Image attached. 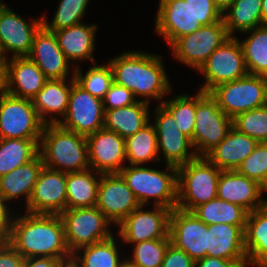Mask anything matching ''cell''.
Instances as JSON below:
<instances>
[{
    "instance_id": "cell-1",
    "label": "cell",
    "mask_w": 267,
    "mask_h": 267,
    "mask_svg": "<svg viewBox=\"0 0 267 267\" xmlns=\"http://www.w3.org/2000/svg\"><path fill=\"white\" fill-rule=\"evenodd\" d=\"M11 216L7 235L9 244L24 258L53 257L72 259L60 215L33 214Z\"/></svg>"
},
{
    "instance_id": "cell-2",
    "label": "cell",
    "mask_w": 267,
    "mask_h": 267,
    "mask_svg": "<svg viewBox=\"0 0 267 267\" xmlns=\"http://www.w3.org/2000/svg\"><path fill=\"white\" fill-rule=\"evenodd\" d=\"M114 83L126 87L135 97L161 100L172 88L159 55L140 51L124 52L111 59Z\"/></svg>"
},
{
    "instance_id": "cell-3",
    "label": "cell",
    "mask_w": 267,
    "mask_h": 267,
    "mask_svg": "<svg viewBox=\"0 0 267 267\" xmlns=\"http://www.w3.org/2000/svg\"><path fill=\"white\" fill-rule=\"evenodd\" d=\"M44 167L65 173L90 168L86 137L58 124H45L39 142Z\"/></svg>"
},
{
    "instance_id": "cell-4",
    "label": "cell",
    "mask_w": 267,
    "mask_h": 267,
    "mask_svg": "<svg viewBox=\"0 0 267 267\" xmlns=\"http://www.w3.org/2000/svg\"><path fill=\"white\" fill-rule=\"evenodd\" d=\"M160 171L141 165L124 166L119 173L134 193L139 204H149L154 199L155 206L175 209L177 205V167L168 165Z\"/></svg>"
},
{
    "instance_id": "cell-5",
    "label": "cell",
    "mask_w": 267,
    "mask_h": 267,
    "mask_svg": "<svg viewBox=\"0 0 267 267\" xmlns=\"http://www.w3.org/2000/svg\"><path fill=\"white\" fill-rule=\"evenodd\" d=\"M221 171L206 157H197L177 167L176 207L192 212L197 206L216 198Z\"/></svg>"
},
{
    "instance_id": "cell-6",
    "label": "cell",
    "mask_w": 267,
    "mask_h": 267,
    "mask_svg": "<svg viewBox=\"0 0 267 267\" xmlns=\"http://www.w3.org/2000/svg\"><path fill=\"white\" fill-rule=\"evenodd\" d=\"M232 127L233 119L218 107L217 101L209 93L199 90L196 95L192 140L196 155L205 157L226 137Z\"/></svg>"
},
{
    "instance_id": "cell-7",
    "label": "cell",
    "mask_w": 267,
    "mask_h": 267,
    "mask_svg": "<svg viewBox=\"0 0 267 267\" xmlns=\"http://www.w3.org/2000/svg\"><path fill=\"white\" fill-rule=\"evenodd\" d=\"M209 94L218 107L234 119L238 114L267 105V79L250 75L217 85Z\"/></svg>"
},
{
    "instance_id": "cell-8",
    "label": "cell",
    "mask_w": 267,
    "mask_h": 267,
    "mask_svg": "<svg viewBox=\"0 0 267 267\" xmlns=\"http://www.w3.org/2000/svg\"><path fill=\"white\" fill-rule=\"evenodd\" d=\"M64 225L65 240L71 254L113 236L111 223L96 207L66 209L60 214Z\"/></svg>"
},
{
    "instance_id": "cell-9",
    "label": "cell",
    "mask_w": 267,
    "mask_h": 267,
    "mask_svg": "<svg viewBox=\"0 0 267 267\" xmlns=\"http://www.w3.org/2000/svg\"><path fill=\"white\" fill-rule=\"evenodd\" d=\"M205 77L199 90L209 93L217 85L247 76L242 47L236 36L228 38L198 70Z\"/></svg>"
},
{
    "instance_id": "cell-10",
    "label": "cell",
    "mask_w": 267,
    "mask_h": 267,
    "mask_svg": "<svg viewBox=\"0 0 267 267\" xmlns=\"http://www.w3.org/2000/svg\"><path fill=\"white\" fill-rule=\"evenodd\" d=\"M32 100L0 97V138L40 139L44 127Z\"/></svg>"
},
{
    "instance_id": "cell-11",
    "label": "cell",
    "mask_w": 267,
    "mask_h": 267,
    "mask_svg": "<svg viewBox=\"0 0 267 267\" xmlns=\"http://www.w3.org/2000/svg\"><path fill=\"white\" fill-rule=\"evenodd\" d=\"M228 38L230 36L222 18L219 22L202 26L195 32L178 38L170 47L177 60L198 71L211 53Z\"/></svg>"
},
{
    "instance_id": "cell-12",
    "label": "cell",
    "mask_w": 267,
    "mask_h": 267,
    "mask_svg": "<svg viewBox=\"0 0 267 267\" xmlns=\"http://www.w3.org/2000/svg\"><path fill=\"white\" fill-rule=\"evenodd\" d=\"M105 110L102 99L73 83L69 95L68 109L57 124L62 128L85 137L103 128Z\"/></svg>"
},
{
    "instance_id": "cell-13",
    "label": "cell",
    "mask_w": 267,
    "mask_h": 267,
    "mask_svg": "<svg viewBox=\"0 0 267 267\" xmlns=\"http://www.w3.org/2000/svg\"><path fill=\"white\" fill-rule=\"evenodd\" d=\"M208 225L193 212L172 209L169 219L171 244L186 252L195 262L207 256Z\"/></svg>"
},
{
    "instance_id": "cell-14",
    "label": "cell",
    "mask_w": 267,
    "mask_h": 267,
    "mask_svg": "<svg viewBox=\"0 0 267 267\" xmlns=\"http://www.w3.org/2000/svg\"><path fill=\"white\" fill-rule=\"evenodd\" d=\"M155 113L153 125L157 136L158 153L161 150L165 165L179 167L196 159L198 156L195 150H191L194 149L191 139L180 131L172 115L161 104Z\"/></svg>"
},
{
    "instance_id": "cell-15",
    "label": "cell",
    "mask_w": 267,
    "mask_h": 267,
    "mask_svg": "<svg viewBox=\"0 0 267 267\" xmlns=\"http://www.w3.org/2000/svg\"><path fill=\"white\" fill-rule=\"evenodd\" d=\"M136 208L119 225L118 234L123 243L136 244L148 240L162 239L169 236L171 209L155 206L151 210Z\"/></svg>"
},
{
    "instance_id": "cell-16",
    "label": "cell",
    "mask_w": 267,
    "mask_h": 267,
    "mask_svg": "<svg viewBox=\"0 0 267 267\" xmlns=\"http://www.w3.org/2000/svg\"><path fill=\"white\" fill-rule=\"evenodd\" d=\"M139 206L134 193L120 174H101L96 207L111 223L119 225Z\"/></svg>"
},
{
    "instance_id": "cell-17",
    "label": "cell",
    "mask_w": 267,
    "mask_h": 267,
    "mask_svg": "<svg viewBox=\"0 0 267 267\" xmlns=\"http://www.w3.org/2000/svg\"><path fill=\"white\" fill-rule=\"evenodd\" d=\"M42 27V18H31V23L18 16L0 0V45L13 57H27L35 34Z\"/></svg>"
},
{
    "instance_id": "cell-18",
    "label": "cell",
    "mask_w": 267,
    "mask_h": 267,
    "mask_svg": "<svg viewBox=\"0 0 267 267\" xmlns=\"http://www.w3.org/2000/svg\"><path fill=\"white\" fill-rule=\"evenodd\" d=\"M90 168L100 174H119L126 160L125 139L116 132L100 129L86 136Z\"/></svg>"
},
{
    "instance_id": "cell-19",
    "label": "cell",
    "mask_w": 267,
    "mask_h": 267,
    "mask_svg": "<svg viewBox=\"0 0 267 267\" xmlns=\"http://www.w3.org/2000/svg\"><path fill=\"white\" fill-rule=\"evenodd\" d=\"M66 173L43 167L26 206L33 214L60 215L66 210Z\"/></svg>"
},
{
    "instance_id": "cell-20",
    "label": "cell",
    "mask_w": 267,
    "mask_h": 267,
    "mask_svg": "<svg viewBox=\"0 0 267 267\" xmlns=\"http://www.w3.org/2000/svg\"><path fill=\"white\" fill-rule=\"evenodd\" d=\"M158 6L155 31L165 38L169 46L202 27L191 6L184 0H160Z\"/></svg>"
},
{
    "instance_id": "cell-21",
    "label": "cell",
    "mask_w": 267,
    "mask_h": 267,
    "mask_svg": "<svg viewBox=\"0 0 267 267\" xmlns=\"http://www.w3.org/2000/svg\"><path fill=\"white\" fill-rule=\"evenodd\" d=\"M264 192L267 191L262 185L237 170L221 171L217 197L243 207L248 213L267 204V199L262 197Z\"/></svg>"
},
{
    "instance_id": "cell-22",
    "label": "cell",
    "mask_w": 267,
    "mask_h": 267,
    "mask_svg": "<svg viewBox=\"0 0 267 267\" xmlns=\"http://www.w3.org/2000/svg\"><path fill=\"white\" fill-rule=\"evenodd\" d=\"M50 79H67L69 67H72L66 55L60 49L54 32L43 26L35 34L31 51L27 56Z\"/></svg>"
},
{
    "instance_id": "cell-23",
    "label": "cell",
    "mask_w": 267,
    "mask_h": 267,
    "mask_svg": "<svg viewBox=\"0 0 267 267\" xmlns=\"http://www.w3.org/2000/svg\"><path fill=\"white\" fill-rule=\"evenodd\" d=\"M207 256L231 260L237 267H247L244 231L237 225H208Z\"/></svg>"
},
{
    "instance_id": "cell-24",
    "label": "cell",
    "mask_w": 267,
    "mask_h": 267,
    "mask_svg": "<svg viewBox=\"0 0 267 267\" xmlns=\"http://www.w3.org/2000/svg\"><path fill=\"white\" fill-rule=\"evenodd\" d=\"M48 80L28 57L8 58V94L32 100Z\"/></svg>"
},
{
    "instance_id": "cell-25",
    "label": "cell",
    "mask_w": 267,
    "mask_h": 267,
    "mask_svg": "<svg viewBox=\"0 0 267 267\" xmlns=\"http://www.w3.org/2000/svg\"><path fill=\"white\" fill-rule=\"evenodd\" d=\"M258 143L257 140L232 127L226 137L205 157L222 171L237 170Z\"/></svg>"
},
{
    "instance_id": "cell-26",
    "label": "cell",
    "mask_w": 267,
    "mask_h": 267,
    "mask_svg": "<svg viewBox=\"0 0 267 267\" xmlns=\"http://www.w3.org/2000/svg\"><path fill=\"white\" fill-rule=\"evenodd\" d=\"M74 70L68 86L66 85V79H50L32 99L33 106L44 124H57L60 121V119L53 117V114L59 115V118L65 116L68 109L69 95L75 82Z\"/></svg>"
},
{
    "instance_id": "cell-27",
    "label": "cell",
    "mask_w": 267,
    "mask_h": 267,
    "mask_svg": "<svg viewBox=\"0 0 267 267\" xmlns=\"http://www.w3.org/2000/svg\"><path fill=\"white\" fill-rule=\"evenodd\" d=\"M97 25L77 24L54 31L60 49L69 61L90 59L95 63L93 57L95 49V32Z\"/></svg>"
},
{
    "instance_id": "cell-28",
    "label": "cell",
    "mask_w": 267,
    "mask_h": 267,
    "mask_svg": "<svg viewBox=\"0 0 267 267\" xmlns=\"http://www.w3.org/2000/svg\"><path fill=\"white\" fill-rule=\"evenodd\" d=\"M44 167L40 154L26 164L19 166L0 177V196L7 201L14 200L20 196L26 197V204L31 198L34 186L39 174Z\"/></svg>"
},
{
    "instance_id": "cell-29",
    "label": "cell",
    "mask_w": 267,
    "mask_h": 267,
    "mask_svg": "<svg viewBox=\"0 0 267 267\" xmlns=\"http://www.w3.org/2000/svg\"><path fill=\"white\" fill-rule=\"evenodd\" d=\"M244 247L248 265L267 267V204L248 213Z\"/></svg>"
},
{
    "instance_id": "cell-30",
    "label": "cell",
    "mask_w": 267,
    "mask_h": 267,
    "mask_svg": "<svg viewBox=\"0 0 267 267\" xmlns=\"http://www.w3.org/2000/svg\"><path fill=\"white\" fill-rule=\"evenodd\" d=\"M148 107L149 103L138 100L126 107L105 110L103 128L116 132L126 139L151 121Z\"/></svg>"
},
{
    "instance_id": "cell-31",
    "label": "cell",
    "mask_w": 267,
    "mask_h": 267,
    "mask_svg": "<svg viewBox=\"0 0 267 267\" xmlns=\"http://www.w3.org/2000/svg\"><path fill=\"white\" fill-rule=\"evenodd\" d=\"M89 168L80 172L66 173V209L94 207L97 204L101 174ZM98 175L97 177L94 176Z\"/></svg>"
},
{
    "instance_id": "cell-32",
    "label": "cell",
    "mask_w": 267,
    "mask_h": 267,
    "mask_svg": "<svg viewBox=\"0 0 267 267\" xmlns=\"http://www.w3.org/2000/svg\"><path fill=\"white\" fill-rule=\"evenodd\" d=\"M261 3L262 0H234L222 13L230 37H234L236 31L243 33L263 25Z\"/></svg>"
},
{
    "instance_id": "cell-33",
    "label": "cell",
    "mask_w": 267,
    "mask_h": 267,
    "mask_svg": "<svg viewBox=\"0 0 267 267\" xmlns=\"http://www.w3.org/2000/svg\"><path fill=\"white\" fill-rule=\"evenodd\" d=\"M192 212L207 225L226 223L237 225L243 231L248 216V212L243 207L218 197L197 206Z\"/></svg>"
},
{
    "instance_id": "cell-34",
    "label": "cell",
    "mask_w": 267,
    "mask_h": 267,
    "mask_svg": "<svg viewBox=\"0 0 267 267\" xmlns=\"http://www.w3.org/2000/svg\"><path fill=\"white\" fill-rule=\"evenodd\" d=\"M40 139L0 138V177L33 160Z\"/></svg>"
},
{
    "instance_id": "cell-35",
    "label": "cell",
    "mask_w": 267,
    "mask_h": 267,
    "mask_svg": "<svg viewBox=\"0 0 267 267\" xmlns=\"http://www.w3.org/2000/svg\"><path fill=\"white\" fill-rule=\"evenodd\" d=\"M125 148L126 159L130 165H143L152 160L161 161L158 157L156 131L150 122L137 133L125 139Z\"/></svg>"
},
{
    "instance_id": "cell-36",
    "label": "cell",
    "mask_w": 267,
    "mask_h": 267,
    "mask_svg": "<svg viewBox=\"0 0 267 267\" xmlns=\"http://www.w3.org/2000/svg\"><path fill=\"white\" fill-rule=\"evenodd\" d=\"M117 248L114 236H111L108 239L78 249L72 254V260L79 267H119L124 261L119 258ZM81 250H84L83 254L79 253Z\"/></svg>"
},
{
    "instance_id": "cell-37",
    "label": "cell",
    "mask_w": 267,
    "mask_h": 267,
    "mask_svg": "<svg viewBox=\"0 0 267 267\" xmlns=\"http://www.w3.org/2000/svg\"><path fill=\"white\" fill-rule=\"evenodd\" d=\"M250 32H252L250 34ZM249 37L239 43L242 47L246 68L250 75H267V25L243 32Z\"/></svg>"
},
{
    "instance_id": "cell-38",
    "label": "cell",
    "mask_w": 267,
    "mask_h": 267,
    "mask_svg": "<svg viewBox=\"0 0 267 267\" xmlns=\"http://www.w3.org/2000/svg\"><path fill=\"white\" fill-rule=\"evenodd\" d=\"M75 82L88 91L92 96L103 99L110 86L114 83L113 71L108 62L104 65H95L90 67L85 75L82 74L80 67L74 68Z\"/></svg>"
},
{
    "instance_id": "cell-39",
    "label": "cell",
    "mask_w": 267,
    "mask_h": 267,
    "mask_svg": "<svg viewBox=\"0 0 267 267\" xmlns=\"http://www.w3.org/2000/svg\"><path fill=\"white\" fill-rule=\"evenodd\" d=\"M175 119L180 131L193 140L195 126L196 96L187 94L173 96L172 100L160 103Z\"/></svg>"
},
{
    "instance_id": "cell-40",
    "label": "cell",
    "mask_w": 267,
    "mask_h": 267,
    "mask_svg": "<svg viewBox=\"0 0 267 267\" xmlns=\"http://www.w3.org/2000/svg\"><path fill=\"white\" fill-rule=\"evenodd\" d=\"M88 3L89 0H61L51 23L48 22L45 15L42 16V26L46 30L54 32L82 23L81 20L85 15Z\"/></svg>"
},
{
    "instance_id": "cell-41",
    "label": "cell",
    "mask_w": 267,
    "mask_h": 267,
    "mask_svg": "<svg viewBox=\"0 0 267 267\" xmlns=\"http://www.w3.org/2000/svg\"><path fill=\"white\" fill-rule=\"evenodd\" d=\"M170 237L136 243L128 262L135 267H161Z\"/></svg>"
},
{
    "instance_id": "cell-42",
    "label": "cell",
    "mask_w": 267,
    "mask_h": 267,
    "mask_svg": "<svg viewBox=\"0 0 267 267\" xmlns=\"http://www.w3.org/2000/svg\"><path fill=\"white\" fill-rule=\"evenodd\" d=\"M233 127L260 142H267V105L238 114Z\"/></svg>"
},
{
    "instance_id": "cell-43",
    "label": "cell",
    "mask_w": 267,
    "mask_h": 267,
    "mask_svg": "<svg viewBox=\"0 0 267 267\" xmlns=\"http://www.w3.org/2000/svg\"><path fill=\"white\" fill-rule=\"evenodd\" d=\"M237 171L257 181L267 191V143L260 142L254 151L242 162Z\"/></svg>"
},
{
    "instance_id": "cell-44",
    "label": "cell",
    "mask_w": 267,
    "mask_h": 267,
    "mask_svg": "<svg viewBox=\"0 0 267 267\" xmlns=\"http://www.w3.org/2000/svg\"><path fill=\"white\" fill-rule=\"evenodd\" d=\"M193 11L194 17L202 26L211 25L222 19V12L215 6L213 0H184Z\"/></svg>"
},
{
    "instance_id": "cell-45",
    "label": "cell",
    "mask_w": 267,
    "mask_h": 267,
    "mask_svg": "<svg viewBox=\"0 0 267 267\" xmlns=\"http://www.w3.org/2000/svg\"><path fill=\"white\" fill-rule=\"evenodd\" d=\"M136 97L126 87L113 83L102 99L104 110L118 109L136 103Z\"/></svg>"
},
{
    "instance_id": "cell-46",
    "label": "cell",
    "mask_w": 267,
    "mask_h": 267,
    "mask_svg": "<svg viewBox=\"0 0 267 267\" xmlns=\"http://www.w3.org/2000/svg\"><path fill=\"white\" fill-rule=\"evenodd\" d=\"M161 267H195V261L186 252L170 244L165 252Z\"/></svg>"
},
{
    "instance_id": "cell-47",
    "label": "cell",
    "mask_w": 267,
    "mask_h": 267,
    "mask_svg": "<svg viewBox=\"0 0 267 267\" xmlns=\"http://www.w3.org/2000/svg\"><path fill=\"white\" fill-rule=\"evenodd\" d=\"M24 258L6 241L0 247V267H23Z\"/></svg>"
},
{
    "instance_id": "cell-48",
    "label": "cell",
    "mask_w": 267,
    "mask_h": 267,
    "mask_svg": "<svg viewBox=\"0 0 267 267\" xmlns=\"http://www.w3.org/2000/svg\"><path fill=\"white\" fill-rule=\"evenodd\" d=\"M71 259L53 257H29L24 259L23 267H60L63 262Z\"/></svg>"
},
{
    "instance_id": "cell-49",
    "label": "cell",
    "mask_w": 267,
    "mask_h": 267,
    "mask_svg": "<svg viewBox=\"0 0 267 267\" xmlns=\"http://www.w3.org/2000/svg\"><path fill=\"white\" fill-rule=\"evenodd\" d=\"M195 267H237L231 260L205 256L195 262Z\"/></svg>"
},
{
    "instance_id": "cell-50",
    "label": "cell",
    "mask_w": 267,
    "mask_h": 267,
    "mask_svg": "<svg viewBox=\"0 0 267 267\" xmlns=\"http://www.w3.org/2000/svg\"><path fill=\"white\" fill-rule=\"evenodd\" d=\"M11 213L7 204H5L4 200L0 196V229L8 235L10 229V221H11Z\"/></svg>"
},
{
    "instance_id": "cell-51",
    "label": "cell",
    "mask_w": 267,
    "mask_h": 267,
    "mask_svg": "<svg viewBox=\"0 0 267 267\" xmlns=\"http://www.w3.org/2000/svg\"><path fill=\"white\" fill-rule=\"evenodd\" d=\"M8 94V59H0V97Z\"/></svg>"
},
{
    "instance_id": "cell-52",
    "label": "cell",
    "mask_w": 267,
    "mask_h": 267,
    "mask_svg": "<svg viewBox=\"0 0 267 267\" xmlns=\"http://www.w3.org/2000/svg\"><path fill=\"white\" fill-rule=\"evenodd\" d=\"M215 6L223 13L225 12L234 2V0H213Z\"/></svg>"
},
{
    "instance_id": "cell-53",
    "label": "cell",
    "mask_w": 267,
    "mask_h": 267,
    "mask_svg": "<svg viewBox=\"0 0 267 267\" xmlns=\"http://www.w3.org/2000/svg\"><path fill=\"white\" fill-rule=\"evenodd\" d=\"M261 11H262V23L263 25H267V0H262Z\"/></svg>"
},
{
    "instance_id": "cell-54",
    "label": "cell",
    "mask_w": 267,
    "mask_h": 267,
    "mask_svg": "<svg viewBox=\"0 0 267 267\" xmlns=\"http://www.w3.org/2000/svg\"><path fill=\"white\" fill-rule=\"evenodd\" d=\"M60 267H79L72 259L62 263Z\"/></svg>"
},
{
    "instance_id": "cell-55",
    "label": "cell",
    "mask_w": 267,
    "mask_h": 267,
    "mask_svg": "<svg viewBox=\"0 0 267 267\" xmlns=\"http://www.w3.org/2000/svg\"><path fill=\"white\" fill-rule=\"evenodd\" d=\"M7 241V235L0 229V247Z\"/></svg>"
},
{
    "instance_id": "cell-56",
    "label": "cell",
    "mask_w": 267,
    "mask_h": 267,
    "mask_svg": "<svg viewBox=\"0 0 267 267\" xmlns=\"http://www.w3.org/2000/svg\"><path fill=\"white\" fill-rule=\"evenodd\" d=\"M119 267H135V266L131 265L126 259Z\"/></svg>"
},
{
    "instance_id": "cell-57",
    "label": "cell",
    "mask_w": 267,
    "mask_h": 267,
    "mask_svg": "<svg viewBox=\"0 0 267 267\" xmlns=\"http://www.w3.org/2000/svg\"><path fill=\"white\" fill-rule=\"evenodd\" d=\"M7 58V56H4L3 50L0 45V59Z\"/></svg>"
}]
</instances>
